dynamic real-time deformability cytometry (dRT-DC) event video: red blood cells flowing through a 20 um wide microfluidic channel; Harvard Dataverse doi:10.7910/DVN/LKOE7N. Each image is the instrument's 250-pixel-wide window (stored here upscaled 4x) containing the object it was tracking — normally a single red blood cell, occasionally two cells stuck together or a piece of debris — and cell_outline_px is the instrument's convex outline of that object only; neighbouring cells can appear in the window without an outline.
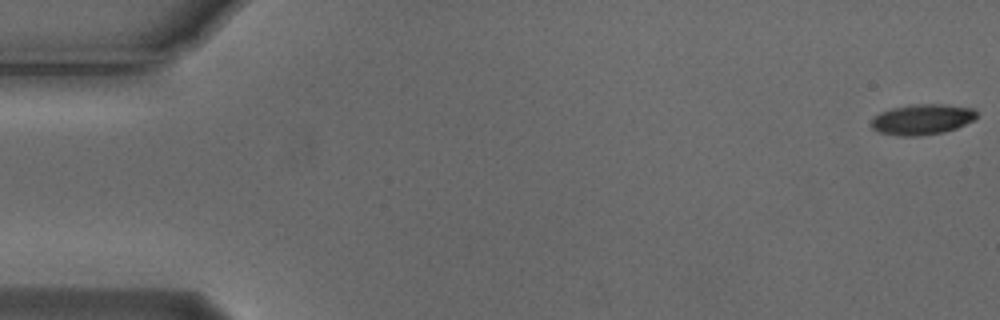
{"species": "Egyptian fruit bat (a non-hibernating species)", "species_latin": "Rousettus aegyptiacus", "temperature_condition": "cold", "stored_images_in_passage": 8, "camera_frame_rate_fps": 3000, "um_per_image_px": 0.085, "animal": {"sex": "male"}, "frame": {"image": 1, "passage_image": 1, "time_ms": 0.0, "image_size_px": [1000, 320], "cell_outline_px": [[976, 116], [972, 120], [956, 128], [944, 132], [920, 136], [900, 136], [880, 132], [872, 128], [872, 116], [880, 112], [892, 108], [912, 104], [944, 104], [972, 108], [976, 112]], "centroid_in_image_um": [78.35, 10.14], "position_along_channel_um": 6.7, "area_um2": 18.67}}
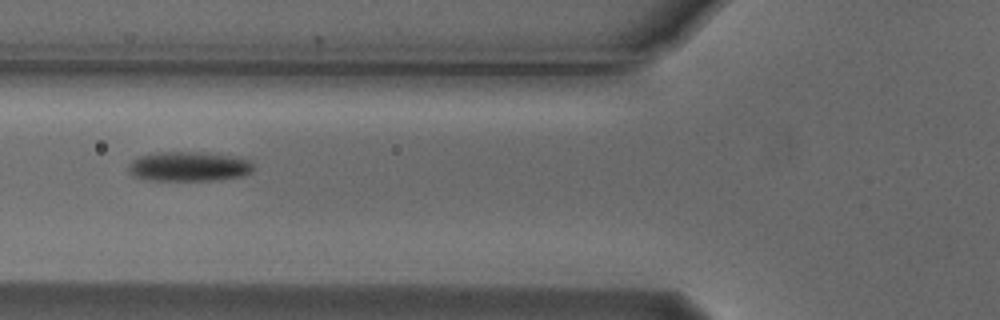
{"frame": {"image": 2, "passage_image": 6, "time_ms": 1.667, "image_size_px": [1000, 320], "cell_outline_px": [[256, 168], [252, 172], [244, 176], [220, 180], [152, 180], [132, 176], [128, 172], [128, 164], [132, 160], [140, 156], [152, 152], [208, 152], [236, 156], [252, 160]], "centroid_in_image_um": [16.12, 14.14], "position_along_channel_um": 109.7, "area_um2": 22.2}}
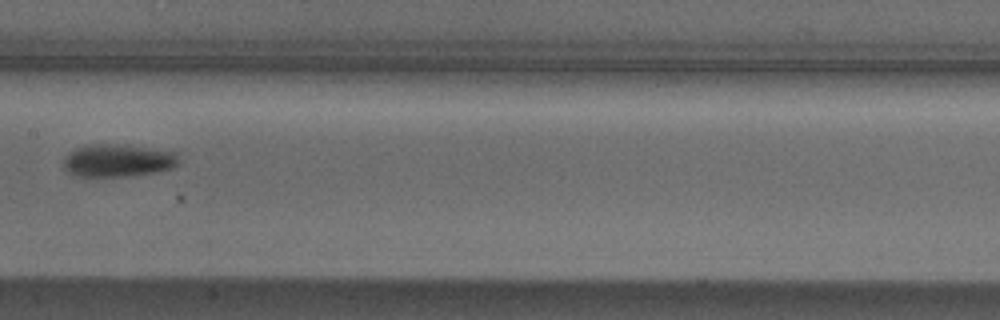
{"frame": {"image": 3, "passage_image": 8, "time_ms": 2.333, "image_size_px": [1000, 320], "cell_outline_px": [[176, 164], [172, 168], [152, 172], [120, 176], [80, 176], [68, 172], [64, 168], [64, 156], [68, 152], [84, 144], [124, 144], [176, 152]], "centroid_in_image_um": [9.94, 13.61], "position_along_channel_um": 197.5, "area_um2": 21.68}}